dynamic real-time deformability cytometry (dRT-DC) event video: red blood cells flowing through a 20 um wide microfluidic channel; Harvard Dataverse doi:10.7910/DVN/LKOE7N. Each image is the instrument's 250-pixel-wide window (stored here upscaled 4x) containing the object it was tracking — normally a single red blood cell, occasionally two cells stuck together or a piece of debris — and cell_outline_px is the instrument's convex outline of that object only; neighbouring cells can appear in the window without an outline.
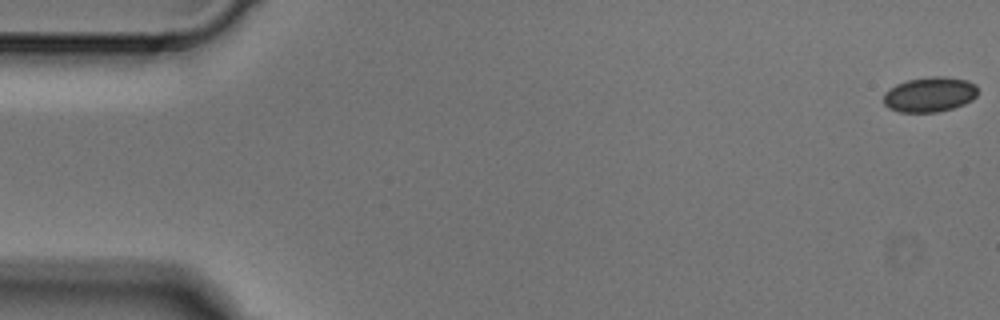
{"species": "Egyptian fruit bat (a non-hibernating species)", "species_latin": "Rousettus aegyptiacus", "temperature_condition": "cold", "stored_images_in_passage": 3, "camera_frame_rate_fps": 3000, "um_per_image_px": 0.085, "animal": {"sex": "male"}, "frame": {"image": 1, "passage_image": 1, "time_ms": 0.0, "image_size_px": [1000, 320], "cell_outline_px": [[976, 96], [972, 100], [964, 104], [952, 108], [936, 112], [900, 112], [888, 108], [884, 104], [884, 92], [888, 88], [896, 84], [908, 80], [932, 76], [944, 76], [968, 80], [976, 84]], "centroid_in_image_um": [79.01, 8.02], "position_along_channel_um": 6.0, "area_um2": 19.31}}
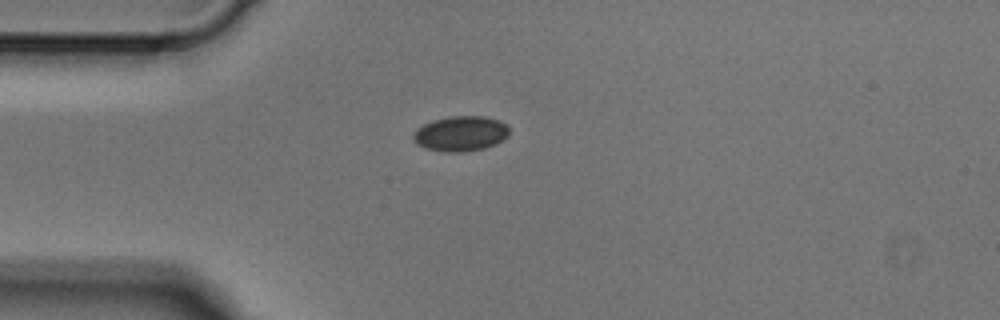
{"frame": {"image": 2, "passage_image": 3, "time_ms": 0.667, "image_size_px": [1000, 320], "cell_outline_px": [[508, 136], [504, 140], [496, 144], [484, 148], [460, 152], [444, 152], [424, 148], [416, 144], [412, 140], [412, 136], [424, 124], [432, 120], [452, 116], [484, 116], [500, 120], [508, 124]], "centroid_in_image_um": [39.18, 11.36], "position_along_channel_um": 45.8, "area_um2": 19.77}}